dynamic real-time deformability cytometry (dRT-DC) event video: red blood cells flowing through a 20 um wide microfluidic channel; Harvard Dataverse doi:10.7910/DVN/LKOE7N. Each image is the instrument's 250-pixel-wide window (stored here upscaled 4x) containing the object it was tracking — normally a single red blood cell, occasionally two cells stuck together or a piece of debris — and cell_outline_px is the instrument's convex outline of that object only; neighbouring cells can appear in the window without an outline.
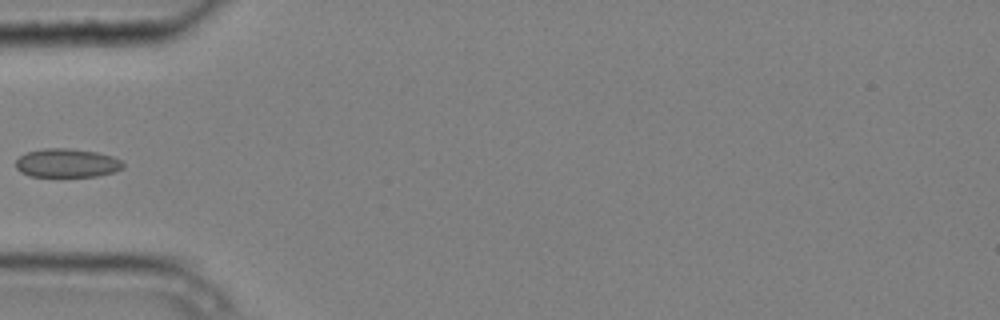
{"species": "common noctule bat (a hibernating species)", "species_latin": "Nyctalus noctula", "temperature_condition": "cold", "stored_images_in_passage": 5, "camera_frame_rate_fps": 3000, "um_per_image_px": 0.085, "animal": {"sex": "male", "body_mass_g": 20.4}, "frame": {"image": 1, "passage_image": 4, "time_ms": 1.0, "image_size_px": [1000, 320], "cell_outline_px": [[124, 168], [116, 172], [96, 176], [28, 176], [20, 172], [16, 168], [16, 160], [24, 152], [44, 148], [72, 148], [96, 152], [112, 156], [120, 160], [124, 164]], "centroid_in_image_um": [5.68, 13.85], "position_along_channel_um": 79.3, "area_um2": 18.15}}
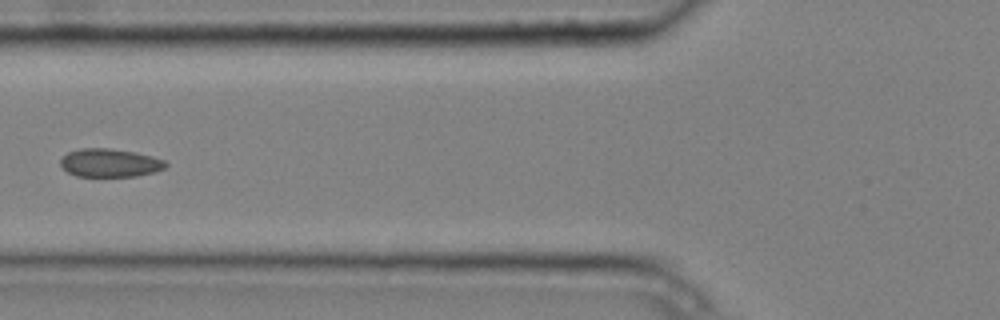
{"frame": {"image": 2, "passage_image": 5, "time_ms": 1.333, "image_size_px": [1000, 320], "cell_outline_px": [[168, 164], [164, 168], [156, 172], [136, 176], [76, 176], [68, 172], [60, 164], [60, 160], [68, 152], [80, 148], [112, 148], [152, 156], [164, 160]], "centroid_in_image_um": [9.34, 13.84], "position_along_channel_um": 116.5, "area_um2": 17.28}}